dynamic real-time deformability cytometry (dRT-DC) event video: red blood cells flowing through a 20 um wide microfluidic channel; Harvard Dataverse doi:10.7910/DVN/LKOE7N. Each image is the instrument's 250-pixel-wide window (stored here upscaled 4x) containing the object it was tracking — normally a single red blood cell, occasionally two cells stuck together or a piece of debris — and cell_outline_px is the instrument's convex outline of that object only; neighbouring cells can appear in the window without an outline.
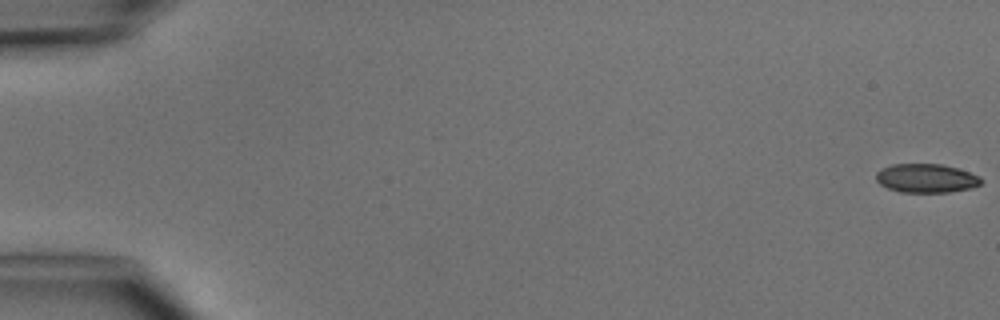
{"species": "common noctule bat (a hibernating species)", "species_latin": "Nyctalus noctula", "temperature_condition": "cold", "stored_images_in_passage": 5, "camera_frame_rate_fps": 3000, "um_per_image_px": 0.085, "animal": {"sex": "male", "body_mass_g": 15.6}, "frame": {"image": 1, "passage_image": 1, "time_ms": 0.0, "image_size_px": [1000, 320], "cell_outline_px": [[984, 180], [980, 184], [972, 188], [948, 192], [900, 192], [888, 188], [880, 184], [876, 180], [876, 172], [880, 168], [892, 164], [940, 164], [956, 168], [980, 176]], "centroid_in_image_um": [78.72, 15.15], "position_along_channel_um": 6.3, "area_um2": 17.69}}
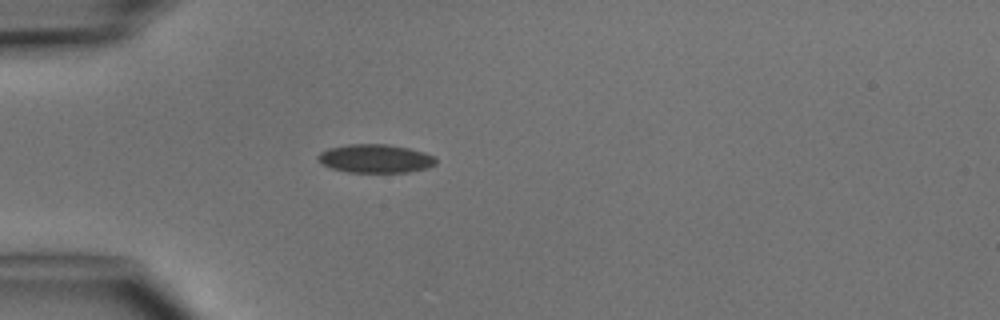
{"frame": {"image": 2, "passage_image": 5, "time_ms": 4.667, "image_size_px": [1000, 320], "cell_outline_px": [[436, 164], [428, 168], [408, 172], [348, 172], [332, 168], [324, 164], [316, 156], [320, 152], [328, 148], [348, 144], [388, 144], [408, 148], [424, 152], [436, 156]], "centroid_in_image_um": [31.94, 13.47], "position_along_channel_um": 53.1, "area_um2": 19.59}}